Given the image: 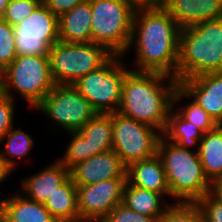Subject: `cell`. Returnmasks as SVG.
Here are the masks:
<instances>
[{
    "instance_id": "cell-8",
    "label": "cell",
    "mask_w": 222,
    "mask_h": 222,
    "mask_svg": "<svg viewBox=\"0 0 222 222\" xmlns=\"http://www.w3.org/2000/svg\"><path fill=\"white\" fill-rule=\"evenodd\" d=\"M123 56L113 55L103 66L80 77L73 85L100 114L118 111L125 75ZM121 59V61H120Z\"/></svg>"
},
{
    "instance_id": "cell-34",
    "label": "cell",
    "mask_w": 222,
    "mask_h": 222,
    "mask_svg": "<svg viewBox=\"0 0 222 222\" xmlns=\"http://www.w3.org/2000/svg\"><path fill=\"white\" fill-rule=\"evenodd\" d=\"M87 0H42V3L58 18Z\"/></svg>"
},
{
    "instance_id": "cell-20",
    "label": "cell",
    "mask_w": 222,
    "mask_h": 222,
    "mask_svg": "<svg viewBox=\"0 0 222 222\" xmlns=\"http://www.w3.org/2000/svg\"><path fill=\"white\" fill-rule=\"evenodd\" d=\"M197 151L208 181L222 180V128L216 126L204 133Z\"/></svg>"
},
{
    "instance_id": "cell-1",
    "label": "cell",
    "mask_w": 222,
    "mask_h": 222,
    "mask_svg": "<svg viewBox=\"0 0 222 222\" xmlns=\"http://www.w3.org/2000/svg\"><path fill=\"white\" fill-rule=\"evenodd\" d=\"M181 28L160 3L139 4L134 12L128 50L136 48L137 72H156L176 79Z\"/></svg>"
},
{
    "instance_id": "cell-5",
    "label": "cell",
    "mask_w": 222,
    "mask_h": 222,
    "mask_svg": "<svg viewBox=\"0 0 222 222\" xmlns=\"http://www.w3.org/2000/svg\"><path fill=\"white\" fill-rule=\"evenodd\" d=\"M92 8L91 39L112 55L128 52L136 0H90Z\"/></svg>"
},
{
    "instance_id": "cell-27",
    "label": "cell",
    "mask_w": 222,
    "mask_h": 222,
    "mask_svg": "<svg viewBox=\"0 0 222 222\" xmlns=\"http://www.w3.org/2000/svg\"><path fill=\"white\" fill-rule=\"evenodd\" d=\"M68 133L72 135L71 142L66 149V153L58 160L70 170L77 163L89 159L91 152L88 140L78 131Z\"/></svg>"
},
{
    "instance_id": "cell-33",
    "label": "cell",
    "mask_w": 222,
    "mask_h": 222,
    "mask_svg": "<svg viewBox=\"0 0 222 222\" xmlns=\"http://www.w3.org/2000/svg\"><path fill=\"white\" fill-rule=\"evenodd\" d=\"M14 103L12 98L5 95L0 99V144L13 127Z\"/></svg>"
},
{
    "instance_id": "cell-6",
    "label": "cell",
    "mask_w": 222,
    "mask_h": 222,
    "mask_svg": "<svg viewBox=\"0 0 222 222\" xmlns=\"http://www.w3.org/2000/svg\"><path fill=\"white\" fill-rule=\"evenodd\" d=\"M4 95L12 98V90L36 108L56 85L48 55H17L1 72Z\"/></svg>"
},
{
    "instance_id": "cell-41",
    "label": "cell",
    "mask_w": 222,
    "mask_h": 222,
    "mask_svg": "<svg viewBox=\"0 0 222 222\" xmlns=\"http://www.w3.org/2000/svg\"><path fill=\"white\" fill-rule=\"evenodd\" d=\"M4 96V91H3V80L2 76H0V99Z\"/></svg>"
},
{
    "instance_id": "cell-26",
    "label": "cell",
    "mask_w": 222,
    "mask_h": 222,
    "mask_svg": "<svg viewBox=\"0 0 222 222\" xmlns=\"http://www.w3.org/2000/svg\"><path fill=\"white\" fill-rule=\"evenodd\" d=\"M158 222H205L196 203H176L167 206Z\"/></svg>"
},
{
    "instance_id": "cell-39",
    "label": "cell",
    "mask_w": 222,
    "mask_h": 222,
    "mask_svg": "<svg viewBox=\"0 0 222 222\" xmlns=\"http://www.w3.org/2000/svg\"><path fill=\"white\" fill-rule=\"evenodd\" d=\"M0 222H5V219H4V199L0 200Z\"/></svg>"
},
{
    "instance_id": "cell-21",
    "label": "cell",
    "mask_w": 222,
    "mask_h": 222,
    "mask_svg": "<svg viewBox=\"0 0 222 222\" xmlns=\"http://www.w3.org/2000/svg\"><path fill=\"white\" fill-rule=\"evenodd\" d=\"M162 197L163 196L157 192L132 186L127 181L123 191L122 204L135 212L159 220L169 205L165 203L164 205L166 206L162 205L161 207Z\"/></svg>"
},
{
    "instance_id": "cell-2",
    "label": "cell",
    "mask_w": 222,
    "mask_h": 222,
    "mask_svg": "<svg viewBox=\"0 0 222 222\" xmlns=\"http://www.w3.org/2000/svg\"><path fill=\"white\" fill-rule=\"evenodd\" d=\"M167 84L163 85V82ZM179 82L166 74L130 70L124 78L121 104L117 112L165 131Z\"/></svg>"
},
{
    "instance_id": "cell-9",
    "label": "cell",
    "mask_w": 222,
    "mask_h": 222,
    "mask_svg": "<svg viewBox=\"0 0 222 222\" xmlns=\"http://www.w3.org/2000/svg\"><path fill=\"white\" fill-rule=\"evenodd\" d=\"M109 114L113 127L112 150L126 167L157 154V145L162 133L151 125L136 121L117 111Z\"/></svg>"
},
{
    "instance_id": "cell-4",
    "label": "cell",
    "mask_w": 222,
    "mask_h": 222,
    "mask_svg": "<svg viewBox=\"0 0 222 222\" xmlns=\"http://www.w3.org/2000/svg\"><path fill=\"white\" fill-rule=\"evenodd\" d=\"M157 155L165 170L171 197L178 203H197L210 193L212 184L204 175L197 150L181 148L161 136Z\"/></svg>"
},
{
    "instance_id": "cell-25",
    "label": "cell",
    "mask_w": 222,
    "mask_h": 222,
    "mask_svg": "<svg viewBox=\"0 0 222 222\" xmlns=\"http://www.w3.org/2000/svg\"><path fill=\"white\" fill-rule=\"evenodd\" d=\"M6 139L5 147L6 149L3 150L0 154L3 159L6 161L7 165L13 170L16 166L15 160L11 159L10 157L21 158L24 155L28 154L31 148L34 145L32 137L25 133L23 130L20 129H13L4 136L3 140ZM9 157V158H8Z\"/></svg>"
},
{
    "instance_id": "cell-24",
    "label": "cell",
    "mask_w": 222,
    "mask_h": 222,
    "mask_svg": "<svg viewBox=\"0 0 222 222\" xmlns=\"http://www.w3.org/2000/svg\"><path fill=\"white\" fill-rule=\"evenodd\" d=\"M203 132L191 122L185 121L174 107L168 115V121L162 136L169 142L177 144L181 148L190 150L191 146L199 144Z\"/></svg>"
},
{
    "instance_id": "cell-13",
    "label": "cell",
    "mask_w": 222,
    "mask_h": 222,
    "mask_svg": "<svg viewBox=\"0 0 222 222\" xmlns=\"http://www.w3.org/2000/svg\"><path fill=\"white\" fill-rule=\"evenodd\" d=\"M184 97L193 98L217 124L222 118V72L181 80L173 95V107Z\"/></svg>"
},
{
    "instance_id": "cell-32",
    "label": "cell",
    "mask_w": 222,
    "mask_h": 222,
    "mask_svg": "<svg viewBox=\"0 0 222 222\" xmlns=\"http://www.w3.org/2000/svg\"><path fill=\"white\" fill-rule=\"evenodd\" d=\"M205 222H222V204L210 193L203 196L197 203Z\"/></svg>"
},
{
    "instance_id": "cell-19",
    "label": "cell",
    "mask_w": 222,
    "mask_h": 222,
    "mask_svg": "<svg viewBox=\"0 0 222 222\" xmlns=\"http://www.w3.org/2000/svg\"><path fill=\"white\" fill-rule=\"evenodd\" d=\"M5 222H58L43 203L17 193L4 199Z\"/></svg>"
},
{
    "instance_id": "cell-37",
    "label": "cell",
    "mask_w": 222,
    "mask_h": 222,
    "mask_svg": "<svg viewBox=\"0 0 222 222\" xmlns=\"http://www.w3.org/2000/svg\"><path fill=\"white\" fill-rule=\"evenodd\" d=\"M59 222H103V221L97 220V219H88V218L78 217L76 219L63 220V221H59Z\"/></svg>"
},
{
    "instance_id": "cell-42",
    "label": "cell",
    "mask_w": 222,
    "mask_h": 222,
    "mask_svg": "<svg viewBox=\"0 0 222 222\" xmlns=\"http://www.w3.org/2000/svg\"><path fill=\"white\" fill-rule=\"evenodd\" d=\"M217 126L222 128V118H221V120L217 123Z\"/></svg>"
},
{
    "instance_id": "cell-10",
    "label": "cell",
    "mask_w": 222,
    "mask_h": 222,
    "mask_svg": "<svg viewBox=\"0 0 222 222\" xmlns=\"http://www.w3.org/2000/svg\"><path fill=\"white\" fill-rule=\"evenodd\" d=\"M44 112L68 132H76L97 112L74 85L56 84L35 108Z\"/></svg>"
},
{
    "instance_id": "cell-35",
    "label": "cell",
    "mask_w": 222,
    "mask_h": 222,
    "mask_svg": "<svg viewBox=\"0 0 222 222\" xmlns=\"http://www.w3.org/2000/svg\"><path fill=\"white\" fill-rule=\"evenodd\" d=\"M210 194L222 204V180L212 183Z\"/></svg>"
},
{
    "instance_id": "cell-40",
    "label": "cell",
    "mask_w": 222,
    "mask_h": 222,
    "mask_svg": "<svg viewBox=\"0 0 222 222\" xmlns=\"http://www.w3.org/2000/svg\"><path fill=\"white\" fill-rule=\"evenodd\" d=\"M139 4L160 3L161 0H136Z\"/></svg>"
},
{
    "instance_id": "cell-7",
    "label": "cell",
    "mask_w": 222,
    "mask_h": 222,
    "mask_svg": "<svg viewBox=\"0 0 222 222\" xmlns=\"http://www.w3.org/2000/svg\"><path fill=\"white\" fill-rule=\"evenodd\" d=\"M113 55L96 43H64L49 48V65L55 84L73 85L80 77L103 66Z\"/></svg>"
},
{
    "instance_id": "cell-11",
    "label": "cell",
    "mask_w": 222,
    "mask_h": 222,
    "mask_svg": "<svg viewBox=\"0 0 222 222\" xmlns=\"http://www.w3.org/2000/svg\"><path fill=\"white\" fill-rule=\"evenodd\" d=\"M18 55H48L59 41L58 17L41 3L15 27Z\"/></svg>"
},
{
    "instance_id": "cell-30",
    "label": "cell",
    "mask_w": 222,
    "mask_h": 222,
    "mask_svg": "<svg viewBox=\"0 0 222 222\" xmlns=\"http://www.w3.org/2000/svg\"><path fill=\"white\" fill-rule=\"evenodd\" d=\"M42 0H10L2 20L16 27L24 18L29 16Z\"/></svg>"
},
{
    "instance_id": "cell-31",
    "label": "cell",
    "mask_w": 222,
    "mask_h": 222,
    "mask_svg": "<svg viewBox=\"0 0 222 222\" xmlns=\"http://www.w3.org/2000/svg\"><path fill=\"white\" fill-rule=\"evenodd\" d=\"M103 222H158L147 215L140 214L124 204H119L102 220Z\"/></svg>"
},
{
    "instance_id": "cell-16",
    "label": "cell",
    "mask_w": 222,
    "mask_h": 222,
    "mask_svg": "<svg viewBox=\"0 0 222 222\" xmlns=\"http://www.w3.org/2000/svg\"><path fill=\"white\" fill-rule=\"evenodd\" d=\"M127 181L135 187L170 196L166 173L158 155L136 161L127 167Z\"/></svg>"
},
{
    "instance_id": "cell-23",
    "label": "cell",
    "mask_w": 222,
    "mask_h": 222,
    "mask_svg": "<svg viewBox=\"0 0 222 222\" xmlns=\"http://www.w3.org/2000/svg\"><path fill=\"white\" fill-rule=\"evenodd\" d=\"M78 132L88 140L91 157L112 149L113 127L110 114L97 113Z\"/></svg>"
},
{
    "instance_id": "cell-12",
    "label": "cell",
    "mask_w": 222,
    "mask_h": 222,
    "mask_svg": "<svg viewBox=\"0 0 222 222\" xmlns=\"http://www.w3.org/2000/svg\"><path fill=\"white\" fill-rule=\"evenodd\" d=\"M126 182L127 178H113L91 185H76L79 217L102 221L122 203Z\"/></svg>"
},
{
    "instance_id": "cell-36",
    "label": "cell",
    "mask_w": 222,
    "mask_h": 222,
    "mask_svg": "<svg viewBox=\"0 0 222 222\" xmlns=\"http://www.w3.org/2000/svg\"><path fill=\"white\" fill-rule=\"evenodd\" d=\"M12 171L13 170L7 165L6 161L0 154V182L4 181Z\"/></svg>"
},
{
    "instance_id": "cell-22",
    "label": "cell",
    "mask_w": 222,
    "mask_h": 222,
    "mask_svg": "<svg viewBox=\"0 0 222 222\" xmlns=\"http://www.w3.org/2000/svg\"><path fill=\"white\" fill-rule=\"evenodd\" d=\"M77 186L69 177L62 185L56 188L44 203L45 208L59 222L79 217L77 203Z\"/></svg>"
},
{
    "instance_id": "cell-14",
    "label": "cell",
    "mask_w": 222,
    "mask_h": 222,
    "mask_svg": "<svg viewBox=\"0 0 222 222\" xmlns=\"http://www.w3.org/2000/svg\"><path fill=\"white\" fill-rule=\"evenodd\" d=\"M127 167L112 150L79 162L70 169V177L75 185H91L106 179L127 178Z\"/></svg>"
},
{
    "instance_id": "cell-28",
    "label": "cell",
    "mask_w": 222,
    "mask_h": 222,
    "mask_svg": "<svg viewBox=\"0 0 222 222\" xmlns=\"http://www.w3.org/2000/svg\"><path fill=\"white\" fill-rule=\"evenodd\" d=\"M15 27L0 19V71L2 72L17 57Z\"/></svg>"
},
{
    "instance_id": "cell-15",
    "label": "cell",
    "mask_w": 222,
    "mask_h": 222,
    "mask_svg": "<svg viewBox=\"0 0 222 222\" xmlns=\"http://www.w3.org/2000/svg\"><path fill=\"white\" fill-rule=\"evenodd\" d=\"M181 29L222 18V0H161Z\"/></svg>"
},
{
    "instance_id": "cell-18",
    "label": "cell",
    "mask_w": 222,
    "mask_h": 222,
    "mask_svg": "<svg viewBox=\"0 0 222 222\" xmlns=\"http://www.w3.org/2000/svg\"><path fill=\"white\" fill-rule=\"evenodd\" d=\"M92 8L90 0L78 4L58 18L59 41L89 43L91 39Z\"/></svg>"
},
{
    "instance_id": "cell-3",
    "label": "cell",
    "mask_w": 222,
    "mask_h": 222,
    "mask_svg": "<svg viewBox=\"0 0 222 222\" xmlns=\"http://www.w3.org/2000/svg\"><path fill=\"white\" fill-rule=\"evenodd\" d=\"M222 72V18L181 29L176 80Z\"/></svg>"
},
{
    "instance_id": "cell-29",
    "label": "cell",
    "mask_w": 222,
    "mask_h": 222,
    "mask_svg": "<svg viewBox=\"0 0 222 222\" xmlns=\"http://www.w3.org/2000/svg\"><path fill=\"white\" fill-rule=\"evenodd\" d=\"M180 107L181 109L177 106V109L174 110H176L185 121L191 122L203 133L213 130L217 126L209 114L195 101L192 100V102L184 105V107L181 105Z\"/></svg>"
},
{
    "instance_id": "cell-17",
    "label": "cell",
    "mask_w": 222,
    "mask_h": 222,
    "mask_svg": "<svg viewBox=\"0 0 222 222\" xmlns=\"http://www.w3.org/2000/svg\"><path fill=\"white\" fill-rule=\"evenodd\" d=\"M70 177V170L59 160H56L50 166L42 171L27 177L22 182L24 193L28 199L45 203L48 196L56 191Z\"/></svg>"
},
{
    "instance_id": "cell-38",
    "label": "cell",
    "mask_w": 222,
    "mask_h": 222,
    "mask_svg": "<svg viewBox=\"0 0 222 222\" xmlns=\"http://www.w3.org/2000/svg\"><path fill=\"white\" fill-rule=\"evenodd\" d=\"M9 3L10 0H0V19H2V17L4 16L5 10Z\"/></svg>"
}]
</instances>
